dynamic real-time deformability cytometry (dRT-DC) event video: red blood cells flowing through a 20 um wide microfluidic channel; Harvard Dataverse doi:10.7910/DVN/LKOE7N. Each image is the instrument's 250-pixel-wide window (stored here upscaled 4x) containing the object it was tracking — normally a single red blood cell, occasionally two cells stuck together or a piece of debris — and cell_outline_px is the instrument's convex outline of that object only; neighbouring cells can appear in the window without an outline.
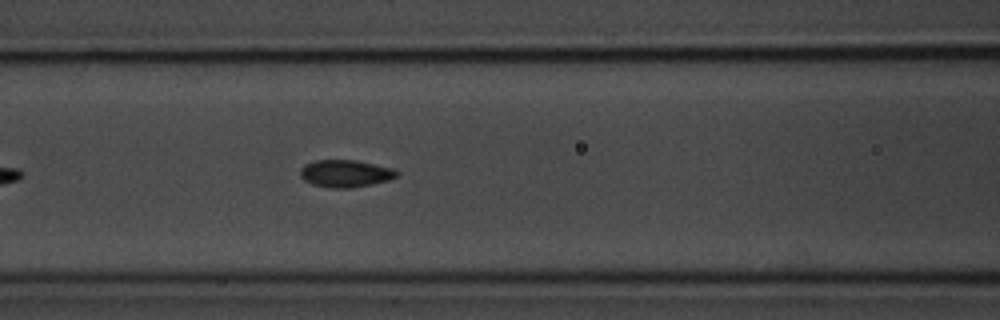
{"species": "common noctule bat (a hibernating species)", "species_latin": "Nyctalus noctula", "temperature_condition": "room temperature", "stored_images_in_passage": 41, "camera_frame_rate_fps": 3000, "um_per_image_px": 0.085, "animal": {"sex": "male", "body_mass_g": 20.1, "forearm_length_mm": 53.5}, "frame": {"image": 1, "passage_image": 12, "time_ms": 3.667, "image_size_px": [1000, 320], "cell_outline_px": [[400, 172], [396, 176], [388, 180], [372, 184], [352, 188], [332, 188], [312, 184], [304, 180], [300, 176], [300, 168], [304, 164], [316, 160], [356, 160], [396, 168]], "centroid_in_image_um": [29.38, 14.74], "position_along_channel_um": 137.2, "area_um2": 15.55}, "authors_computed_cell_mechanics": {"area_um2": 14.739, "velocity_mm_per_s": 3.5712, "shape_relaxation_time_tau1_ms": 2.6374, "shape_relaxation_time_tau2_ms": 1.5531, "deformation_change_tau1": 0.102, "deformation_change_tau2": 0.0448}}